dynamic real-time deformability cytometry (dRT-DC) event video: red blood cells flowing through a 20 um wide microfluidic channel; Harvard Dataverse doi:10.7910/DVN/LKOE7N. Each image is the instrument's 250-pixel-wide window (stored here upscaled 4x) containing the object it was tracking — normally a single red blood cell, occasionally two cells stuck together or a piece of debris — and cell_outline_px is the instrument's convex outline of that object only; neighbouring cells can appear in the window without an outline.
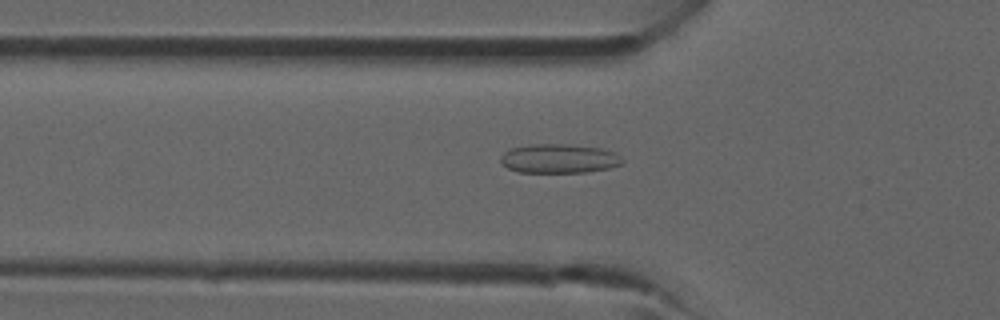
{"species": "common noctule bat (a hibernating species)", "species_latin": "Nyctalus noctula", "temperature_condition": "room temperature", "stored_images_in_passage": 32, "camera_frame_rate_fps": 3000, "um_per_image_px": 0.085, "animal": {"sex": "male", "forearm_length_mm": 52.5}, "frame": {"image": 1, "passage_image": 6, "time_ms": 1.667, "image_size_px": [1000, 320], "cell_outline_px": [[624, 164], [608, 168], [584, 172], [520, 172], [508, 168], [500, 160], [500, 156], [504, 152], [512, 148], [528, 144], [572, 144], [600, 148], [616, 152], [624, 160]], "centroid_in_image_um": [47.55, 13.47], "position_along_channel_um": 78.2, "area_um2": 20.75}}
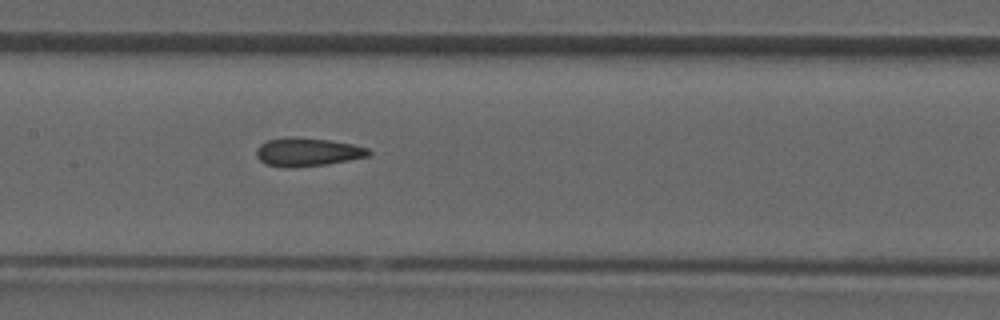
{"frame": {"image": 2, "passage_image": 12, "time_ms": 3.667, "image_size_px": [1000, 320], "cell_outline_px": [[372, 152], [368, 156], [328, 164], [292, 168], [284, 168], [268, 164], [260, 160], [256, 156], [256, 148], [260, 144], [268, 140], [292, 136], [296, 136], [328, 140], [352, 144], [368, 148]], "centroid_in_image_um": [26.11, 12.92], "position_along_channel_um": 181.3, "area_um2": 18.67}}
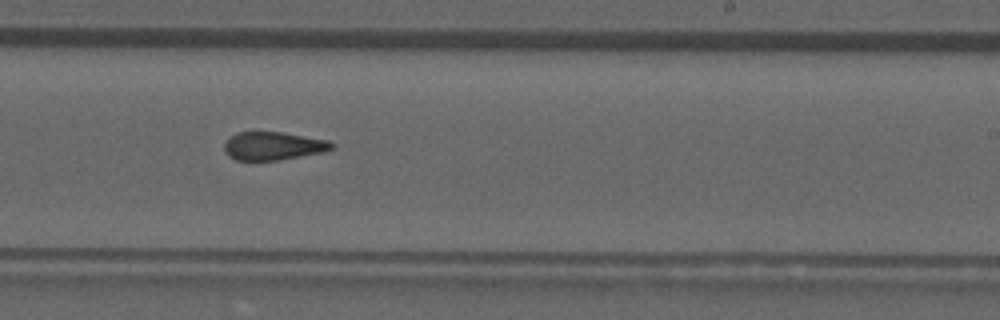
{"frame": {"image": 3, "passage_image": 17, "time_ms": 5.333, "image_size_px": [1000, 320], "cell_outline_px": [[336, 144], [332, 148], [320, 152], [280, 160], [236, 160], [228, 156], [224, 152], [224, 144], [236, 132], [280, 132], [328, 140]], "centroid_in_image_um": [23.19, 12.41], "position_along_channel_um": 265.8, "area_um2": 17.46}}